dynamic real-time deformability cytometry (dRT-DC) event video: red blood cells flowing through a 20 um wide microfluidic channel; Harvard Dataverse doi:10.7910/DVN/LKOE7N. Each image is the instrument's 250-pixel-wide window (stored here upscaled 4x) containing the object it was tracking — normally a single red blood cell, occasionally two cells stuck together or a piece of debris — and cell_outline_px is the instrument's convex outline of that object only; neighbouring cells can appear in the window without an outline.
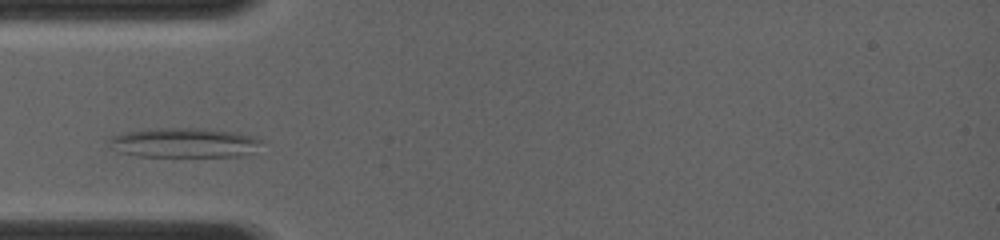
{"species": "common noctule bat (a hibernating species)", "species_latin": "Nyctalus noctula", "temperature_condition": "room temperature", "stored_images_in_passage": 15, "camera_frame_rate_fps": 4000, "um_per_image_px": 0.085, "animal": {"sex": "female", "body_mass_g": 19.0, "forearm_length_mm": 56.7}, "frame": {"image": 1, "passage_image": 3, "time_ms": 1.25, "image_size_px": [1000, 240], "cell_outline_px": [[260, 140], [248, 156], [136, 156], [120, 152], [108, 140], [108, 136], [124, 132], [156, 128], [204, 128], [240, 132], [256, 136]], "centroid_in_image_um": [15.66, 12.11], "position_along_channel_um": 69.3, "area_um2": 26.3}}
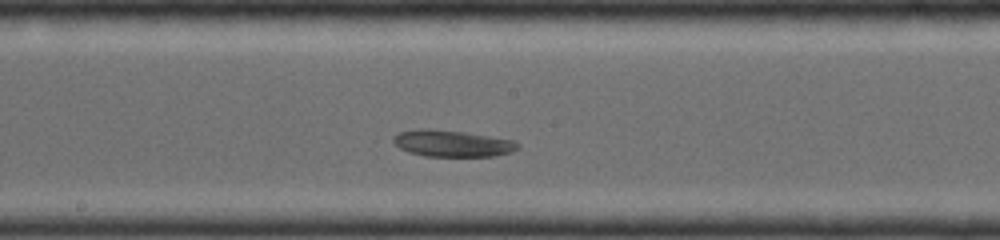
{"frame": {"image": 2, "passage_image": 8, "time_ms": 4.5, "image_size_px": [1000, 240], "cell_outline_px": [[520, 148], [512, 152], [496, 156], [424, 156], [408, 152], [400, 148], [392, 140], [392, 136], [400, 132], [420, 128], [428, 128], [464, 132], [516, 140], [520, 144]], "centroid_in_image_um": [38.47, 12.19], "position_along_channel_um": 209.7, "area_um2": 19.48}}
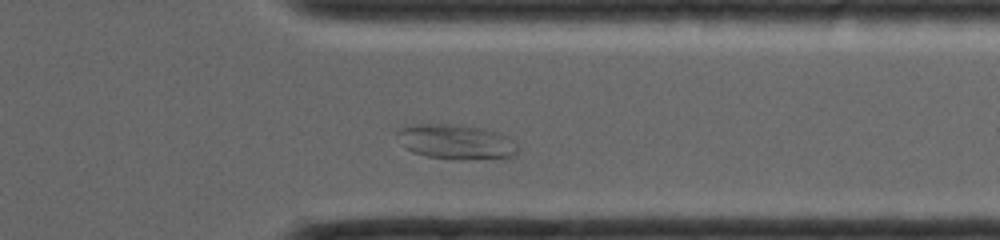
{"frame": {"image": 3, "passage_image": 14, "time_ms": 8.25, "image_size_px": [1000, 240], "cell_outline_px": [[520, 152], [516, 156], [504, 160], [456, 160], [428, 156], [412, 152], [404, 148], [396, 132], [400, 128], [408, 124], [452, 124], [484, 128], [508, 136], [520, 148]], "centroid_in_image_um": [38.86, 12.09], "position_along_channel_um": 372.5, "area_um2": 25.37}}